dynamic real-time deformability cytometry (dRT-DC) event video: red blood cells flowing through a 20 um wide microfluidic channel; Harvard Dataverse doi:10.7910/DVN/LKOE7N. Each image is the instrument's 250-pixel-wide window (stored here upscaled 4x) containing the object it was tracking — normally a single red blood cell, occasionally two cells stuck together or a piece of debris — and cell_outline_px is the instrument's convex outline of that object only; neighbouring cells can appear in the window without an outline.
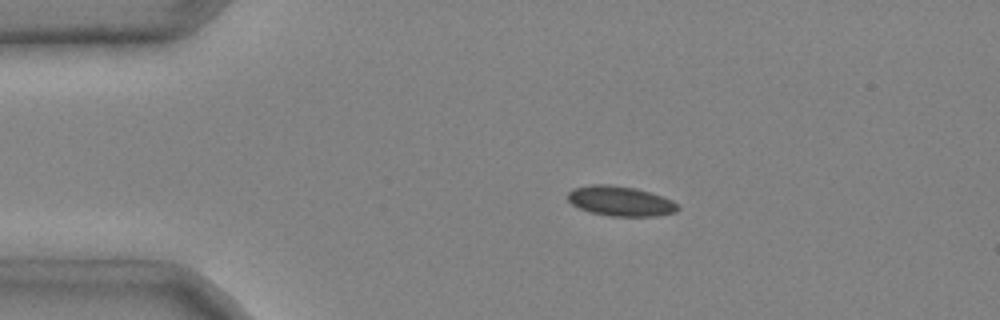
{"species": "common noctule bat (a hibernating species)", "species_latin": "Nyctalus noctula", "temperature_condition": "cold", "stored_images_in_passage": 3, "camera_frame_rate_fps": 3000, "um_per_image_px": 0.085, "animal": {"sex": "male", "body_mass_g": 20.4}, "frame": {"image": 1, "passage_image": 1, "time_ms": 0.0, "image_size_px": [1000, 320], "cell_outline_px": [[680, 208], [676, 212], [656, 216], [608, 216], [588, 212], [572, 204], [568, 200], [568, 192], [572, 188], [592, 184], [608, 184], [636, 188], [672, 200]], "centroid_in_image_um": [52.7, 17.09], "position_along_channel_um": 32.3, "area_um2": 19.19}}